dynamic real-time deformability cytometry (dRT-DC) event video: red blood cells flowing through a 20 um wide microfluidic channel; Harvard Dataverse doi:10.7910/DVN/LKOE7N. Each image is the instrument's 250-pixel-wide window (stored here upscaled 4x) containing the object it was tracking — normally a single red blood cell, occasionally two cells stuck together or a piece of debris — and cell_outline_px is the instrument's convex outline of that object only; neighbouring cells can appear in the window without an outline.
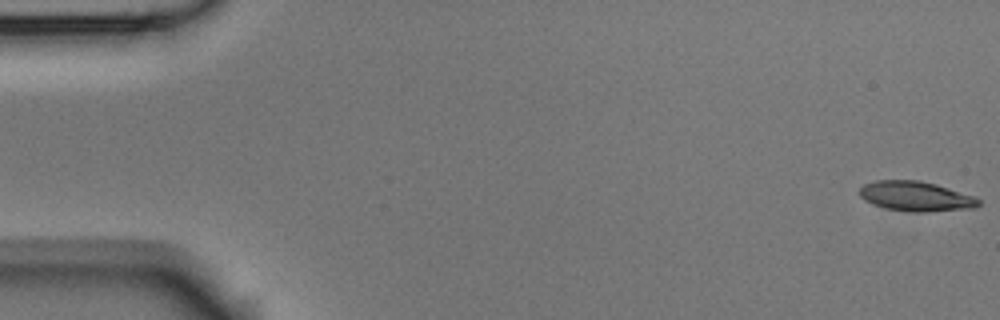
{"species": "Egyptian fruit bat (a non-hibernating species)", "species_latin": "Rousettus aegyptiacus", "temperature_condition": "room temperature", "stored_images_in_passage": 54, "camera_frame_rate_fps": 3000, "um_per_image_px": 0.085, "animal": {"sex": "male"}, "frame": {"image": 1, "passage_image": 1, "time_ms": 0.0, "image_size_px": [1000, 320], "cell_outline_px": [[980, 204], [976, 208], [928, 212], [912, 212], [888, 208], [872, 204], [864, 200], [860, 196], [860, 188], [864, 184], [876, 180], [920, 180], [936, 184], [976, 196], [980, 200]], "centroid_in_image_um": [77.89, 16.68], "position_along_channel_um": 7.1, "area_um2": 20.87}}
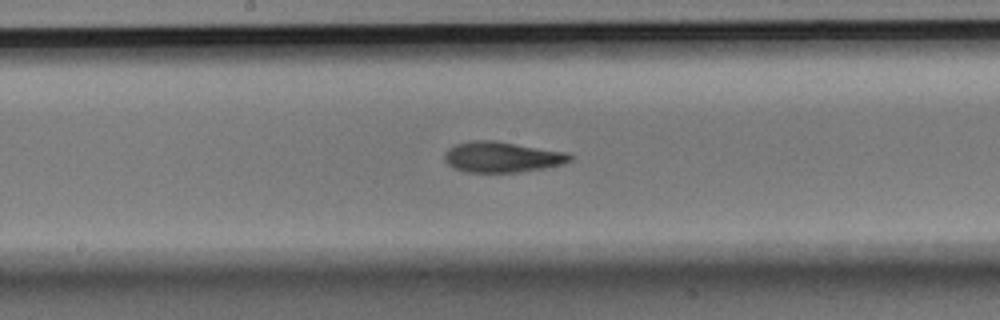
{"frame": {"image": 2, "passage_image": 28, "time_ms": 9.0, "image_size_px": [1000, 320], "cell_outline_px": [[572, 160], [564, 164], [544, 168], [516, 172], [464, 172], [452, 168], [444, 160], [444, 156], [448, 148], [456, 144], [472, 140], [496, 140], [568, 152], [572, 156]], "centroid_in_image_um": [42.67, 13.34], "position_along_channel_um": 205.5, "area_um2": 22.66}}
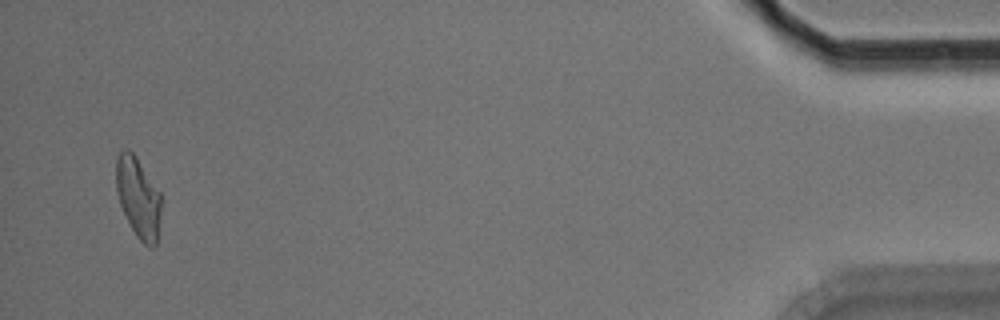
{"frame": {"image": 3, "passage_image": 52, "time_ms": 17.0, "image_size_px": [1000, 320], "cell_outline_px": [[160, 212], [156, 248], [152, 248], [144, 244], [136, 236], [120, 204], [116, 188], [116, 160], [120, 152], [124, 148], [128, 148], [136, 156], [160, 192]], "centroid_in_image_um": [11.75, 16.78], "position_along_channel_um": 423.5, "area_um2": 20.92}, "authors_computed_cell_mechanics": {"area_um2": 21.6461, "velocity_mm_per_s": 3.7593, "shape_relaxation_time_tau1_ms": 4.2634, "shape_relaxation_time_tau2_ms": 2.6658, "deformation_change_tau1": 0.1761, "deformation_change_tau2": 0.0996}}